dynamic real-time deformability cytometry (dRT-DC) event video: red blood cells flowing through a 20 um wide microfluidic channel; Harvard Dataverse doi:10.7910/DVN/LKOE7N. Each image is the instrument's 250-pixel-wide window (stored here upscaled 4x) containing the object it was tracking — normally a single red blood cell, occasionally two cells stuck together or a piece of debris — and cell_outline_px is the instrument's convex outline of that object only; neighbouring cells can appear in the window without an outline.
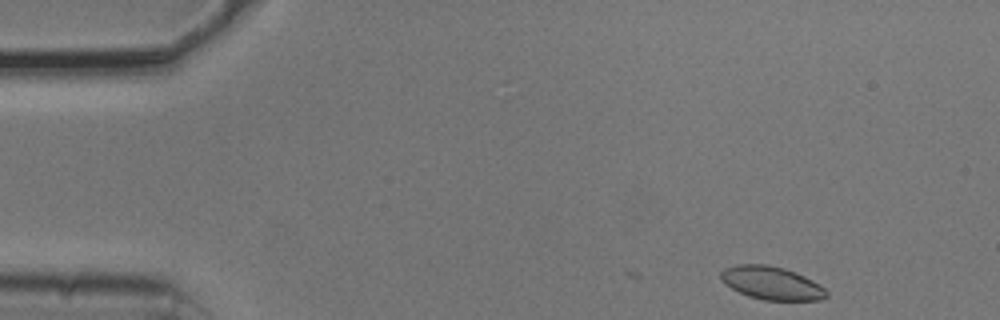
{"species": "common noctule bat (a hibernating species)", "species_latin": "Nyctalus noctula", "temperature_condition": "cold", "stored_images_in_passage": 37, "camera_frame_rate_fps": 3000, "um_per_image_px": 0.085, "animal": {"sex": "male", "body_mass_g": 20.5, "forearm_length_mm": 52.5}, "frame": {"image": 1, "passage_image": 1, "time_ms": 0.0, "image_size_px": [1000, 320], "cell_outline_px": [[828, 296], [820, 300], [764, 300], [748, 296], [732, 288], [720, 280], [720, 272], [724, 268], [740, 264], [768, 264], [784, 268], [796, 272], [820, 284], [828, 292]], "centroid_in_image_um": [65.59, 24.05], "position_along_channel_um": 19.4, "area_um2": 20.46}}
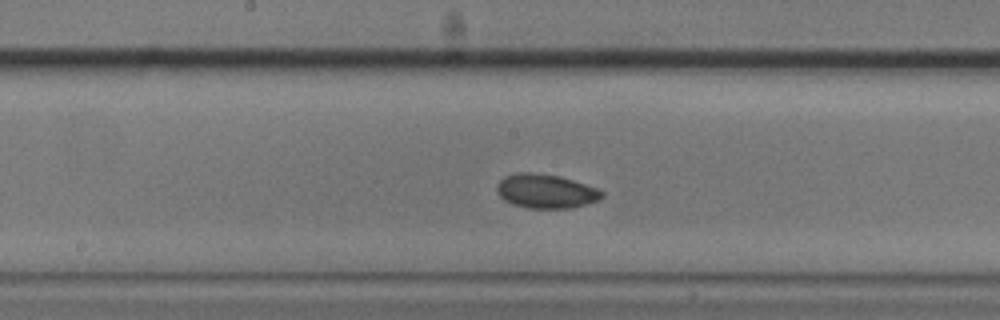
{"frame": {"image": 2, "passage_image": 23, "time_ms": 7.333, "image_size_px": [1000, 320], "cell_outline_px": [[604, 196], [600, 200], [568, 208], [528, 208], [512, 204], [504, 200], [496, 192], [496, 184], [504, 176], [516, 172], [532, 172], [560, 176], [596, 188], [604, 192]], "centroid_in_image_um": [46.35, 16.24], "position_along_channel_um": 201.8, "area_um2": 20.92}}
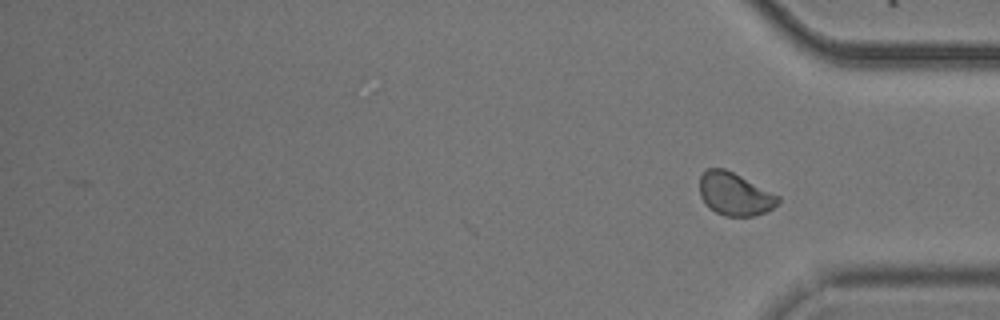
{"frame": {"image": 3, "passage_image": 37, "time_ms": 12.0, "image_size_px": [1000, 320], "cell_outline_px": [[780, 200], [772, 208], [764, 212], [752, 216], [724, 216], [708, 208], [704, 204], [700, 196], [700, 176], [708, 168], [724, 168], [780, 196]], "centroid_in_image_um": [62.41, 16.5], "position_along_channel_um": 372.8, "area_um2": 19.42}, "authors_computed_cell_mechanics": {"area_um2": 20.1722, "velocity_mm_per_s": 3.7123, "shape_relaxation_time_tau1_ms": 4.608, "shape_relaxation_time_tau2_ms": 2.493, "deformation_change_tau1": 0.0951, "deformation_change_tau2": 0.0382}}